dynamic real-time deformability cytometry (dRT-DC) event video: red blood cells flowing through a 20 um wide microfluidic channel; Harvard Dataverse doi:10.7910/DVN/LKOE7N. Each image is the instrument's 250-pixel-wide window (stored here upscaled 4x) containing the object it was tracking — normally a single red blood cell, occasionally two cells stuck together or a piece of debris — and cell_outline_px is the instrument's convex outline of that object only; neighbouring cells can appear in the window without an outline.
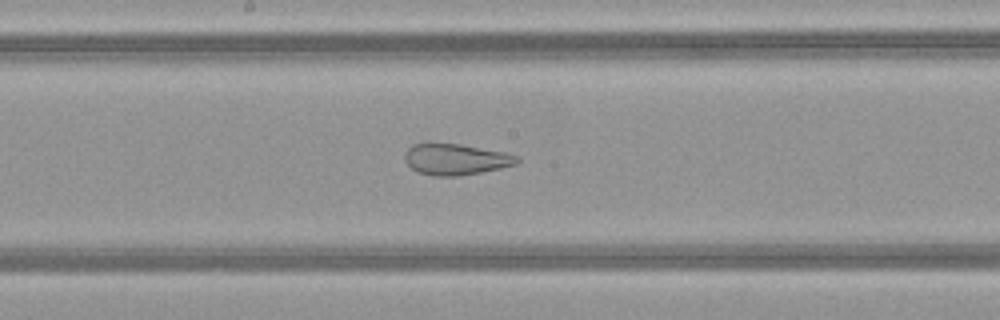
{"species": "common noctule bat (a hibernating species)", "species_latin": "Nyctalus noctula", "temperature_condition": "warm", "stored_images_in_passage": 47, "camera_frame_rate_fps": 3000, "um_per_image_px": 0.085, "animal": {"sex": "female", "body_mass_g": 21.9}, "frame": {"image": 1, "passage_image": 24, "time_ms": 7.667, "image_size_px": [1000, 320], "cell_outline_px": [[520, 164], [480, 172], [456, 176], [432, 176], [416, 172], [404, 160], [404, 152], [412, 144], [428, 140], [460, 144], [504, 152], [520, 156]], "centroid_in_image_um": [38.69, 13.5], "position_along_channel_um": 209.5, "area_um2": 21.1}}
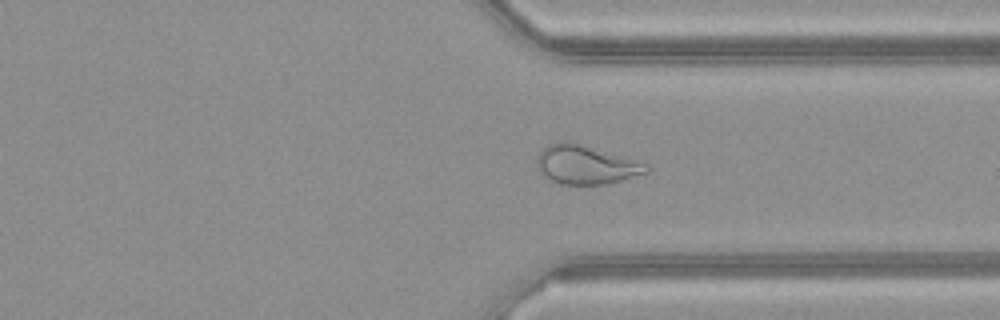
{"frame": {"image": 2, "passage_image": 35, "time_ms": 11.333, "image_size_px": [1000, 320], "cell_outline_px": [[652, 168], [648, 172], [620, 180], [604, 184], [560, 184], [544, 176], [536, 168], [536, 156], [548, 144], [560, 140], [572, 140], [648, 164]], "centroid_in_image_um": [49.76, 13.96], "position_along_channel_um": 361.6, "area_um2": 25.09}}
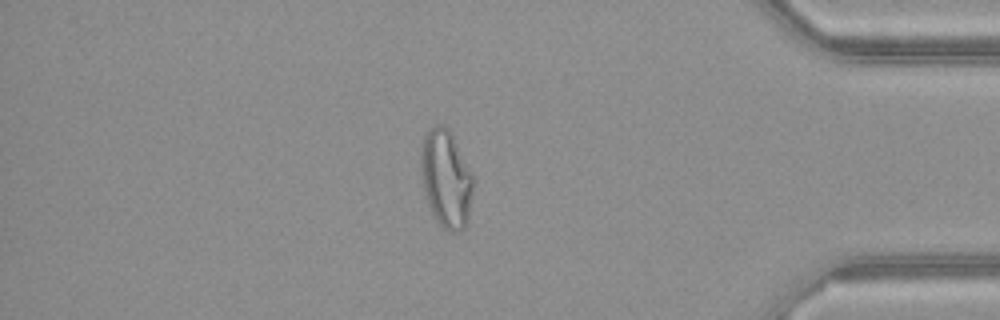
{"frame": {"image": 3, "passage_image": 40, "time_ms": 13.0, "image_size_px": [1000, 320], "cell_outline_px": [[472, 192], [468, 224], [460, 232], [448, 232], [440, 224], [432, 212], [428, 204], [424, 192], [420, 168], [420, 144], [424, 136], [436, 124], [440, 124], [448, 128], [472, 172]], "centroid_in_image_um": [37.9, 15.21], "position_along_channel_um": 397.3, "area_um2": 29.82}, "authors_computed_cell_mechanics": {"area_um2": 29.0734, "velocity_mm_per_s": 4.1535, "shape_relaxation_time_tau1_ms": null, "shape_relaxation_time_tau2_ms": 0.944, "deformation_change_tau1": null, "deformation_change_tau2": 0.1015}}